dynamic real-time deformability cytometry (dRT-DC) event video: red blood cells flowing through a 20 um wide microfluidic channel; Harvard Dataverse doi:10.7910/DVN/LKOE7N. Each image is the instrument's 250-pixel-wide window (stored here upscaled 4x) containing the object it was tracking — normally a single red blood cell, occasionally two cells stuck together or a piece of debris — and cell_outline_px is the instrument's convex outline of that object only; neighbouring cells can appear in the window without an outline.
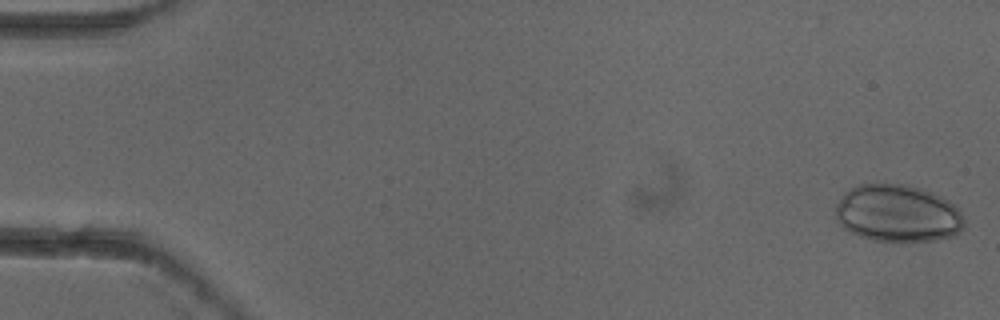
{"species": "common noctule bat (a hibernating species)", "species_latin": "Nyctalus noctula", "temperature_condition": "cold", "stored_images_in_passage": 5, "camera_frame_rate_fps": 3000, "um_per_image_px": 0.085, "animal": {"sex": "female"}, "frame": {"image": 1, "passage_image": 1, "time_ms": 0.0, "image_size_px": [1000, 320], "cell_outline_px": [[964, 228], [960, 232], [952, 236], [936, 240], [872, 240], [860, 236], [844, 228], [836, 220], [836, 204], [844, 192], [848, 188], [860, 184], [904, 184], [932, 192], [948, 200], [960, 212], [964, 220]], "centroid_in_image_um": [76.28, 18.13], "position_along_channel_um": 8.7, "area_um2": 42.71}}